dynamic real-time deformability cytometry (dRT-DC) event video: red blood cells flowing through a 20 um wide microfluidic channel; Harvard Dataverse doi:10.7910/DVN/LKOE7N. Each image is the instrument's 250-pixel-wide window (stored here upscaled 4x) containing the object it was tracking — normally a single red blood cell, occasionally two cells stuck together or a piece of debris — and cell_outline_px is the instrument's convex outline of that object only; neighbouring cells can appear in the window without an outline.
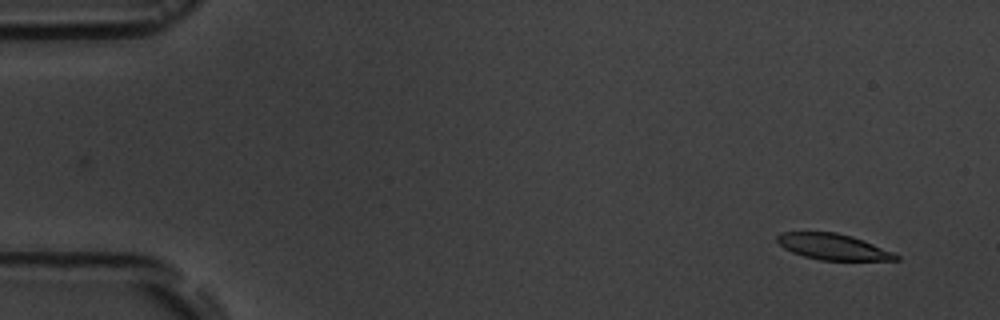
{"species": "common noctule bat (a hibernating species)", "species_latin": "Nyctalus noctula", "temperature_condition": "room temperature", "stored_images_in_passage": 5, "camera_frame_rate_fps": 3000, "um_per_image_px": 0.085, "animal": {"sex": "male", "body_mass_g": 19.5, "forearm_length_mm": 54.6}, "frame": {"image": 1, "passage_image": 1, "time_ms": 0.0, "image_size_px": [1000, 320], "cell_outline_px": [[900, 260], [820, 260], [804, 256], [792, 252], [784, 248], [776, 240], [776, 236], [780, 232], [836, 232], [852, 236], [892, 252], [900, 256]], "centroid_in_image_um": [70.78, 20.97], "position_along_channel_um": 14.2, "area_um2": 17.8}}